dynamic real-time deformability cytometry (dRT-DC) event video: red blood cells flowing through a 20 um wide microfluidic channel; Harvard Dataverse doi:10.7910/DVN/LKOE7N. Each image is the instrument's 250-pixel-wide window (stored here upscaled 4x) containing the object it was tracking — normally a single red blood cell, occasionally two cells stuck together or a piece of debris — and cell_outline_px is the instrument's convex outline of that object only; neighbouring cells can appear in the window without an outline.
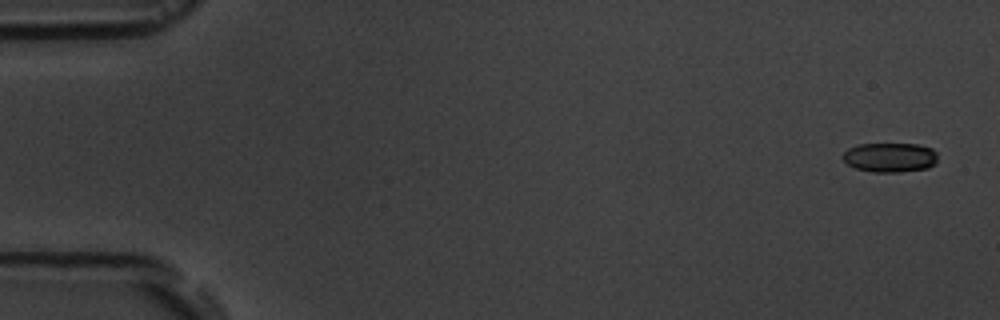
{"species": "common noctule bat (a hibernating species)", "species_latin": "Nyctalus noctula", "temperature_condition": "room temperature", "stored_images_in_passage": 6, "camera_frame_rate_fps": 3000, "um_per_image_px": 0.085, "animal": {"sex": "male", "body_mass_g": 19.5, "forearm_length_mm": 54.6}, "frame": {"image": 1, "passage_image": 1, "time_ms": 0.0, "image_size_px": [1000, 320], "cell_outline_px": [[936, 164], [928, 168], [900, 172], [872, 172], [856, 168], [848, 164], [840, 156], [848, 148], [860, 144], [916, 144], [932, 148], [936, 152]], "centroid_in_image_um": [75.64, 13.38], "position_along_channel_um": 9.4, "area_um2": 16.36}}